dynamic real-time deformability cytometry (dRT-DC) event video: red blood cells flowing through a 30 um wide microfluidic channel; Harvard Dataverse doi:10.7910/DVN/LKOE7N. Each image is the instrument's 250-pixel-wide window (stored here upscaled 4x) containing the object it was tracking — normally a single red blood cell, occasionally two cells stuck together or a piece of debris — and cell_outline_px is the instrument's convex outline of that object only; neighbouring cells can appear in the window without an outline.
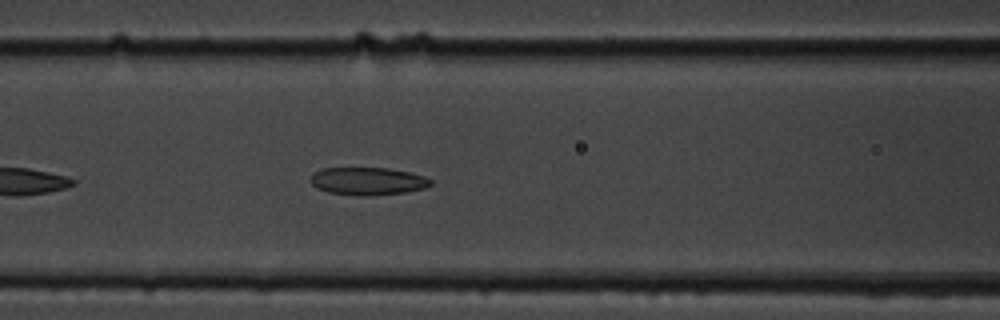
{"species": "common noctule bat (a hibernating species)", "species_latin": "Nyctalus noctula", "temperature_condition": "cold", "stored_images_in_passage": 48, "camera_frame_rate_fps": 3000, "um_per_image_px": 0.085, "animal": {"sex": "male", "body_mass_g": 19.5, "forearm_length_mm": 54.6}, "frame": {"image": 1, "passage_image": 17, "time_ms": 5.333, "image_size_px": [1000, 320], "cell_outline_px": [[432, 184], [424, 188], [404, 192], [364, 196], [360, 196], [328, 192], [316, 188], [308, 180], [312, 172], [320, 168], [388, 168], [408, 172], [424, 176], [432, 180]], "centroid_in_image_um": [31.19, 15.39], "position_along_channel_um": 135.4, "area_um2": 19.48}}
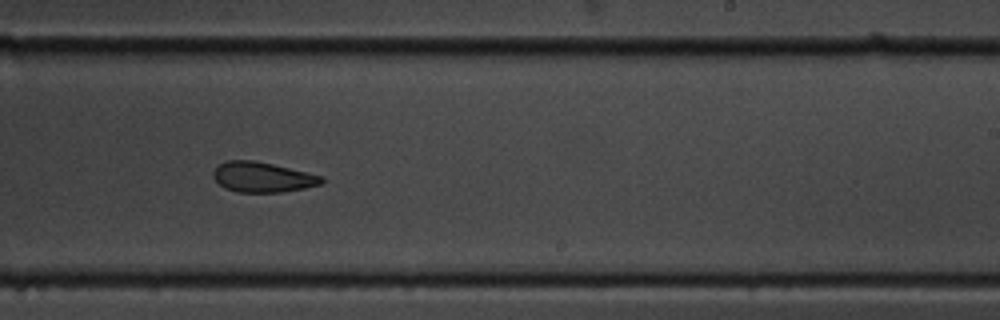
{"frame": {"image": 2, "passage_image": 28, "time_ms": 9.0, "image_size_px": [1000, 320], "cell_outline_px": [[324, 184], [304, 188], [280, 192], [236, 192], [224, 188], [212, 176], [212, 172], [220, 164], [228, 160], [252, 160], [272, 164], [324, 176]], "centroid_in_image_um": [22.33, 15.06], "position_along_channel_um": 266.7, "area_um2": 19.02}}
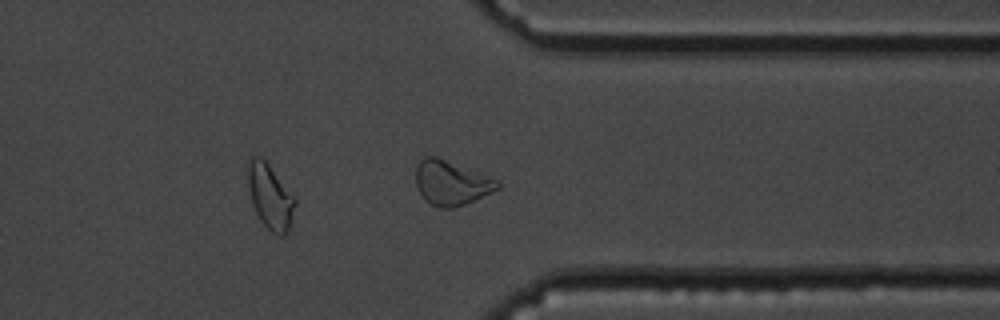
{"frame": {"image": 3, "passage_image": 37, "time_ms": 12.0, "image_size_px": [1000, 320], "cell_outline_px": [[500, 188], [492, 192], [464, 204], [452, 208], [440, 208], [424, 200], [416, 184], [416, 164], [424, 156], [436, 156], [480, 172], [496, 180], [500, 184]], "centroid_in_image_um": [38.34, 15.53], "position_along_channel_um": 373.1, "area_um2": 21.1}, "authors_computed_cell_mechanics": {"area_um2": 20.23, "velocity_mm_per_s": 3.5936, "shape_relaxation_time_tau1_ms": null, "shape_relaxation_time_tau2_ms": 3.2485, "deformation_change_tau1": null, "deformation_change_tau2": 0.0976}}